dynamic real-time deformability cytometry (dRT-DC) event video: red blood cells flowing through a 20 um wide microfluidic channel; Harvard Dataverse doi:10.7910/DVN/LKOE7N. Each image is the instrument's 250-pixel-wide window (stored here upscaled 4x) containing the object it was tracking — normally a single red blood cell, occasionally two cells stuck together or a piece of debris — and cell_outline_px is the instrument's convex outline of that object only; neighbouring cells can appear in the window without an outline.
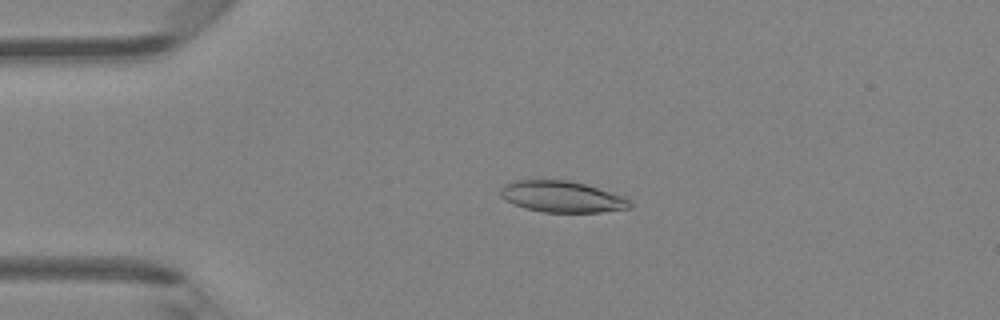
{"species": "Egyptian fruit bat (a non-hibernating species)", "species_latin": "Rousettus aegyptiacus", "temperature_condition": "room temperature", "stored_images_in_passage": 2, "camera_frame_rate_fps": 3000, "um_per_image_px": 0.085, "animal": {"sex": "female"}, "frame": {"image": 1, "passage_image": 2, "time_ms": 0.333, "image_size_px": [1000, 320], "cell_outline_px": [[632, 204], [628, 208], [600, 212], [544, 212], [524, 208], [512, 204], [500, 196], [500, 188], [504, 184], [512, 180], [568, 180], [584, 184], [624, 196]], "centroid_in_image_um": [47.7, 16.71], "position_along_channel_um": 37.3, "area_um2": 23.52}}